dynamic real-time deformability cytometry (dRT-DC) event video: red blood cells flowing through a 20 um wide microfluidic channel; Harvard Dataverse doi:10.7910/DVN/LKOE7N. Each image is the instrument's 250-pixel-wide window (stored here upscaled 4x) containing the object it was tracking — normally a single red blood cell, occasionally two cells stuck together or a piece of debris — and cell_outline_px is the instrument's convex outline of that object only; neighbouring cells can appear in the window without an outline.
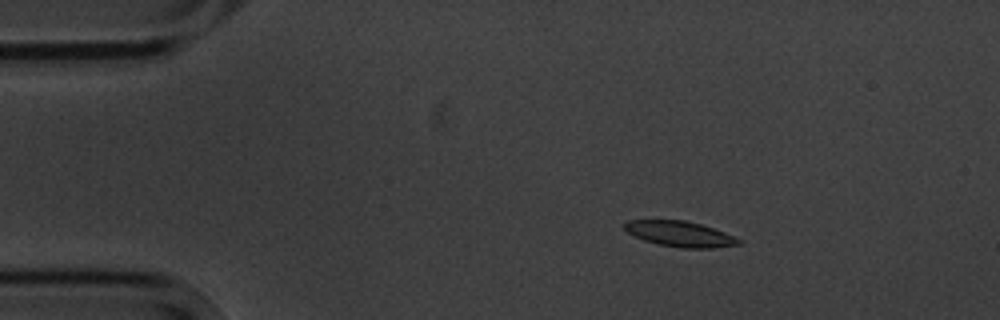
{"species": "common noctule bat (a hibernating species)", "species_latin": "Nyctalus noctula", "temperature_condition": "cold", "stored_images_in_passage": 5, "camera_frame_rate_fps": 3000, "um_per_image_px": 0.085, "animal": {"sex": "male", "body_mass_g": 20.1, "forearm_length_mm": 53.5}, "frame": {"image": 1, "passage_image": 2, "time_ms": 1.0, "image_size_px": [1000, 320], "cell_outline_px": [[744, 240], [740, 244], [712, 248], [680, 248], [660, 244], [644, 240], [628, 232], [624, 228], [624, 224], [628, 220], [684, 220], [700, 224], [736, 236]], "centroid_in_image_um": [57.85, 19.89], "position_along_channel_um": 27.2, "area_um2": 16.88}}